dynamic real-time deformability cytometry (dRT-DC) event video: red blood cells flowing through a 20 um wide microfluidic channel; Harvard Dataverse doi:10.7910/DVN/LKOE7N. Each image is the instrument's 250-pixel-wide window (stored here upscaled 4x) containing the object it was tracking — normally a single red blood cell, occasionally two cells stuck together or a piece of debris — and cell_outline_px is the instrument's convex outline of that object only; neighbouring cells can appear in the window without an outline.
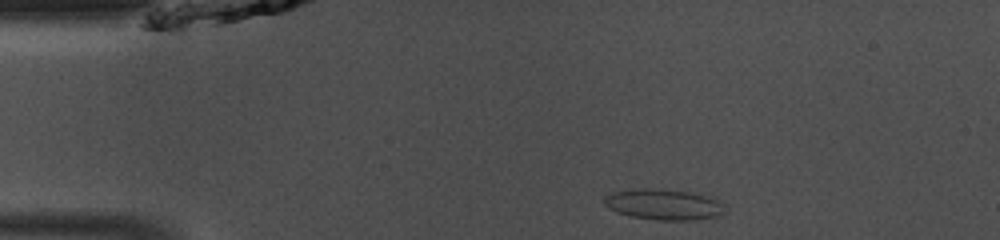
{"species": "common noctule bat (a hibernating species)", "species_latin": "Nyctalus noctula", "temperature_condition": "room temperature", "stored_images_in_passage": 40, "camera_frame_rate_fps": 3000, "um_per_image_px": 0.085, "animal": {"sex": "male", "body_mass_g": 13.0, "forearm_length_mm": 53.1}, "frame": {"image": 1, "passage_image": 1, "time_ms": 0.0, "image_size_px": [1000, 240], "cell_outline_px": [[728, 212], [720, 216], [692, 220], [656, 220], [632, 216], [616, 212], [608, 208], [604, 204], [604, 196], [612, 192], [632, 188], [652, 188], [692, 192], [712, 196], [720, 200], [724, 204]], "centroid_in_image_um": [56.47, 17.37], "position_along_channel_um": 28.5, "area_um2": 22.25}}
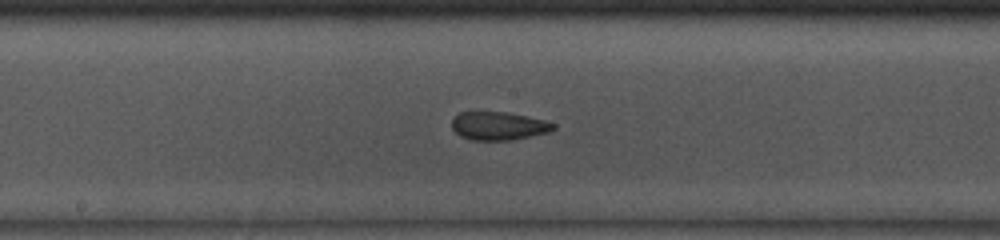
{"frame": {"image": 2, "passage_image": 17, "time_ms": 5.333, "image_size_px": [1000, 240], "cell_outline_px": [[556, 128], [548, 132], [512, 140], [472, 140], [460, 136], [452, 128], [452, 120], [460, 112], [504, 112], [544, 120], [556, 124]], "centroid_in_image_um": [42.37, 10.71], "position_along_channel_um": 205.8, "area_um2": 16.53}}
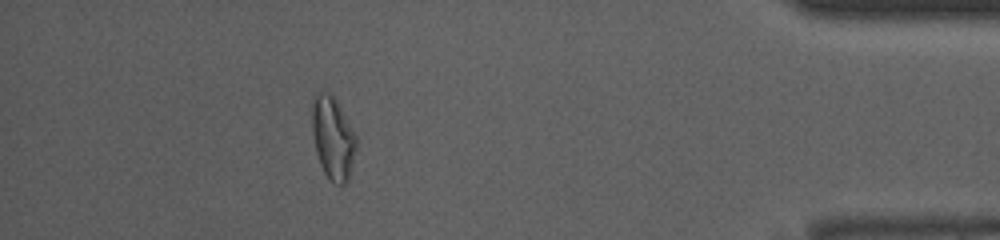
{"frame": {"image": 3, "passage_image": 35, "time_ms": 11.333, "image_size_px": [1000, 240], "cell_outline_px": [[356, 148], [348, 180], [344, 184], [336, 184], [328, 180], [320, 164], [316, 152], [312, 132], [312, 96], [320, 92], [328, 92], [336, 100], [356, 136]], "centroid_in_image_um": [28.27, 11.74], "position_along_channel_um": 406.9, "area_um2": 21.15}, "authors_computed_cell_mechanics": {"area_um2": 18.2648, "velocity_mm_per_s": 4.1569, "shape_relaxation_time_tau1_ms": 7.1781, "shape_relaxation_time_tau2_ms": 1.7833, "deformation_change_tau1": 0.1649, "deformation_change_tau2": 0.0922}}